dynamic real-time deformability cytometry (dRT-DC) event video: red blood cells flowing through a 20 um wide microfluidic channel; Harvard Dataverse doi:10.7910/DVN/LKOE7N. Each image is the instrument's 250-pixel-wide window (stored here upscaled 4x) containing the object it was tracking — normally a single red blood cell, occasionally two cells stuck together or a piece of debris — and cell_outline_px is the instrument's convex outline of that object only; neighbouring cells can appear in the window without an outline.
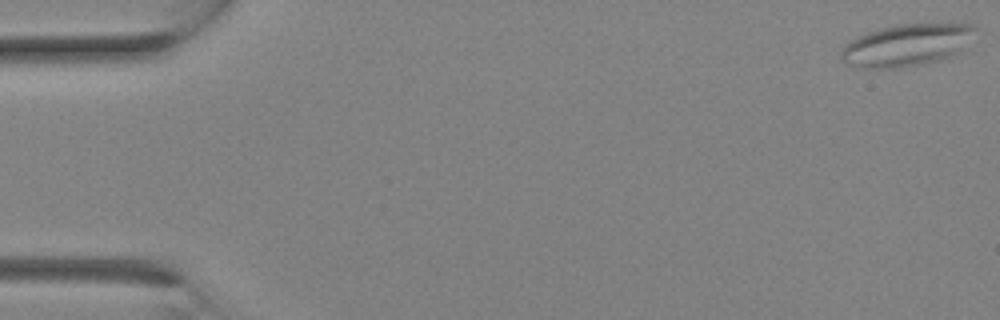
{"species": "Egyptian fruit bat (a non-hibernating species)", "species_latin": "Rousettus aegyptiacus", "temperature_condition": "room temperature", "stored_images_in_passage": 9, "camera_frame_rate_fps": 3000, "um_per_image_px": 0.085, "animal": {"sex": "female"}, "frame": {"image": 1, "passage_image": 1, "time_ms": 0.0, "image_size_px": [1000, 320], "cell_outline_px": [[980, 28], [956, 52], [940, 60], [924, 64], [904, 68], [864, 68], [852, 64], [844, 60], [840, 56], [840, 52], [844, 44], [868, 32], [880, 28], [896, 24], [972, 24]], "centroid_in_image_um": [77.06, 3.83], "position_along_channel_um": 7.9, "area_um2": 32.48}}